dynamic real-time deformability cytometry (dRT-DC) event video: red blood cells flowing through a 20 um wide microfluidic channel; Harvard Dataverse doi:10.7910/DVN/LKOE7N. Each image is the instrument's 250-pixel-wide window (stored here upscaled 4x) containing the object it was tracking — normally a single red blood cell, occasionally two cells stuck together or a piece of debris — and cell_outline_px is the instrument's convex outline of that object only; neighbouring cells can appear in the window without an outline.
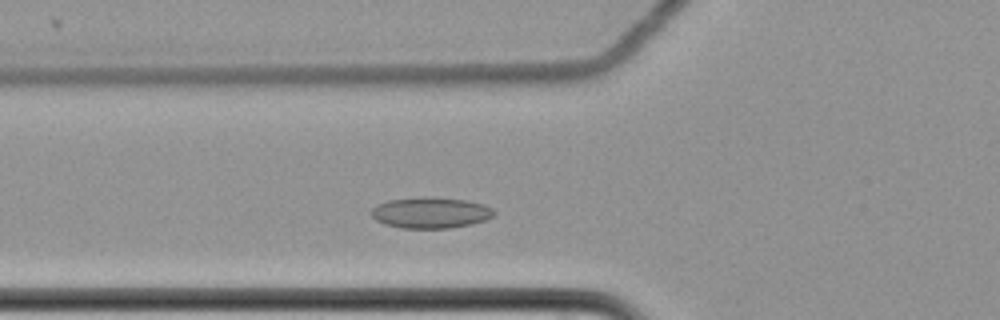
{"species": "common noctule bat (a hibernating species)", "species_latin": "Nyctalus noctula", "temperature_condition": "cold", "stored_images_in_passage": 39, "camera_frame_rate_fps": 3000, "um_per_image_px": 0.085, "animal": {"sex": "female", "body_mass_g": 22.7, "forearm_length_mm": 54.2}, "frame": {"image": 1, "passage_image": 8, "time_ms": 2.333, "image_size_px": [1000, 320], "cell_outline_px": [[496, 216], [472, 224], [452, 228], [400, 228], [384, 224], [376, 220], [368, 212], [376, 204], [388, 200], [464, 200], [484, 204], [492, 208], [496, 212]], "centroid_in_image_um": [36.61, 18.14], "position_along_channel_um": 89.2, "area_um2": 21.39}}
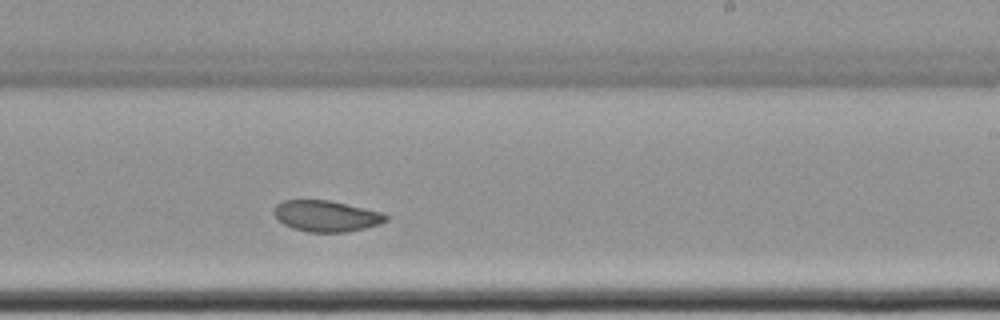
{"frame": {"image": 2, "passage_image": 23, "time_ms": 7.333, "image_size_px": [1000, 320], "cell_outline_px": [[388, 220], [380, 224], [348, 232], [308, 232], [292, 228], [276, 220], [272, 212], [276, 204], [284, 200], [328, 200], [380, 212], [388, 216]], "centroid_in_image_um": [27.68, 18.37], "position_along_channel_um": 261.3, "area_um2": 20.29}}
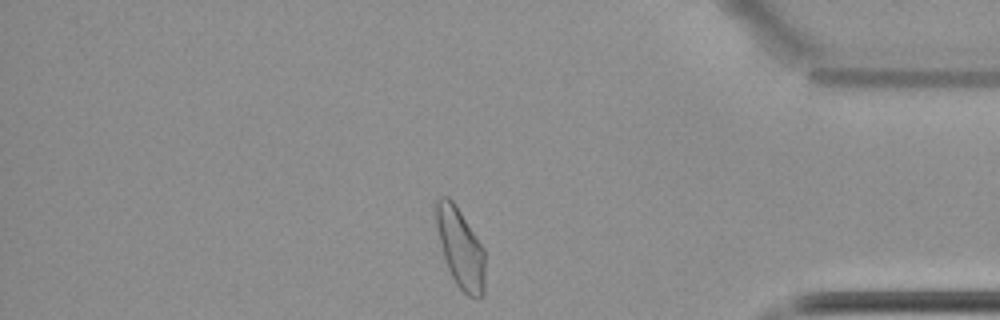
{"frame": {"image": 3, "passage_image": 37, "time_ms": 12.0, "image_size_px": [1000, 320], "cell_outline_px": [[484, 292], [480, 300], [476, 300], [468, 296], [456, 284], [448, 268], [444, 256], [436, 228], [436, 200], [440, 196], [448, 196], [456, 204], [484, 248]], "centroid_in_image_um": [39.15, 21.1], "position_along_channel_um": 396.1, "area_um2": 22.77}, "authors_computed_cell_mechanics": {"area_um2": 21.097, "velocity_mm_per_s": 3.451, "shape_relaxation_time_tau1_ms": null, "shape_relaxation_time_tau2_ms": 2.9814, "deformation_change_tau1": null, "deformation_change_tau2": 0.0592}}